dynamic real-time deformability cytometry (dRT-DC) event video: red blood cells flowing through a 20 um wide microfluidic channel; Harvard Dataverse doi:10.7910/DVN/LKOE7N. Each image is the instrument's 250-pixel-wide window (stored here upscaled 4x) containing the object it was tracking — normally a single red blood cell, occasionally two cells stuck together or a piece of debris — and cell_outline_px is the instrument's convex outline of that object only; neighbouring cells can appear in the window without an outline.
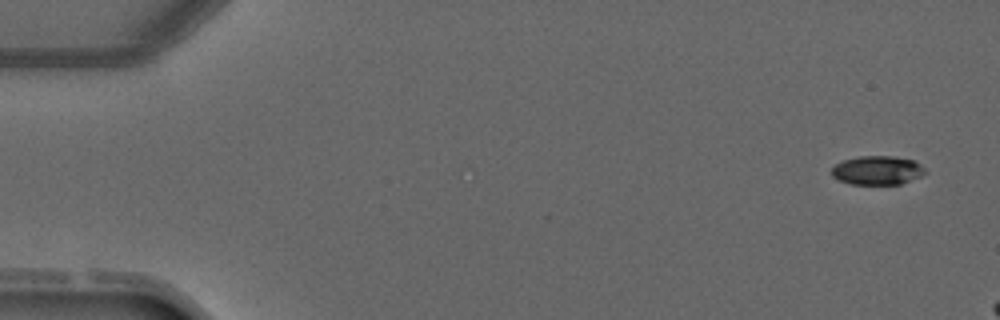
{"species": "common noctule bat (a hibernating species)", "species_latin": "Nyctalus noctula", "temperature_condition": "warm", "stored_images_in_passage": 4, "camera_frame_rate_fps": 3000, "um_per_image_px": 0.085, "animal": {"sex": "male", "forearm_length_mm": 52.5}, "frame": {"image": 1, "passage_image": 1, "time_ms": 0.0, "image_size_px": [1000, 320], "cell_outline_px": [[928, 172], [920, 176], [900, 184], [852, 184], [840, 180], [832, 176], [832, 168], [836, 164], [844, 160], [860, 156], [896, 156], [912, 160], [920, 164]], "centroid_in_image_um": [74.59, 14.47], "position_along_channel_um": 10.4, "area_um2": 15.61}}